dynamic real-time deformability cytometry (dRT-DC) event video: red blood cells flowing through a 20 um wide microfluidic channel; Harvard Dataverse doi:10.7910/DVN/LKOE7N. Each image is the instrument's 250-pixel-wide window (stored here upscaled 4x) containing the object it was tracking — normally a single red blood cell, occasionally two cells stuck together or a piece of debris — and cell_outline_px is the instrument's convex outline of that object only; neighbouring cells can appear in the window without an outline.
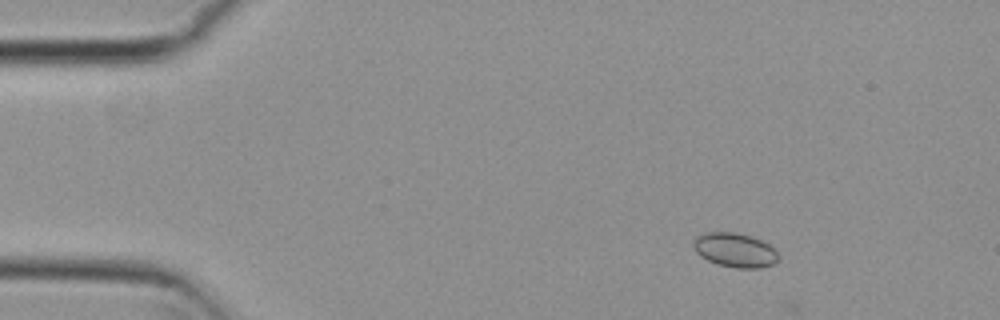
{"species": "common noctule bat (a hibernating species)", "species_latin": "Nyctalus noctula", "temperature_condition": "cold", "stored_images_in_passage": 5, "camera_frame_rate_fps": 3000, "um_per_image_px": 0.085, "animal": {"sex": "female", "body_mass_g": 29.2, "forearm_length_mm": 56.3}, "frame": {"image": 1, "passage_image": 3, "time_ms": 0.667, "image_size_px": [1000, 320], "cell_outline_px": [[780, 256], [772, 264], [760, 268], [736, 268], [716, 264], [700, 256], [696, 252], [692, 244], [696, 236], [708, 232], [736, 232], [752, 236], [776, 248]], "centroid_in_image_um": [62.48, 21.25], "position_along_channel_um": 22.5, "area_um2": 17.11}}